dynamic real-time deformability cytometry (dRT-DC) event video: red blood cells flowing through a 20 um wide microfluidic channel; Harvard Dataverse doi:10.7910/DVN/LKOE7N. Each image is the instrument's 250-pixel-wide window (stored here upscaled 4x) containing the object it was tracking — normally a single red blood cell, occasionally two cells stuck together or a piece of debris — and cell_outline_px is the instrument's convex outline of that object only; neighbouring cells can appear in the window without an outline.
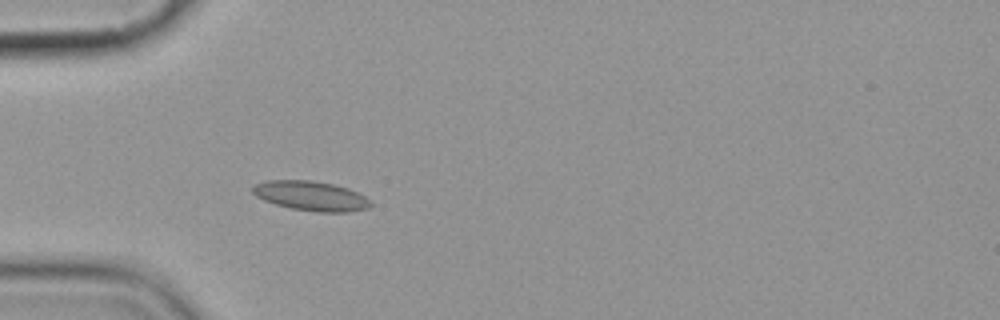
{"species": "common noctule bat (a hibernating species)", "species_latin": "Nyctalus noctula", "temperature_condition": "cold", "stored_images_in_passage": 4, "camera_frame_rate_fps": 3000, "um_per_image_px": 0.085, "animal": {"sex": "female", "body_mass_g": 19.9}, "frame": {"image": 1, "passage_image": 4, "time_ms": 3.333, "image_size_px": [1000, 320], "cell_outline_px": [[372, 204], [368, 208], [348, 212], [316, 212], [292, 208], [276, 204], [264, 200], [256, 196], [252, 192], [252, 188], [256, 184], [268, 180], [308, 180], [332, 184], [348, 188], [364, 196]], "centroid_in_image_um": [26.42, 16.65], "position_along_channel_um": 58.6, "area_um2": 20.11}}